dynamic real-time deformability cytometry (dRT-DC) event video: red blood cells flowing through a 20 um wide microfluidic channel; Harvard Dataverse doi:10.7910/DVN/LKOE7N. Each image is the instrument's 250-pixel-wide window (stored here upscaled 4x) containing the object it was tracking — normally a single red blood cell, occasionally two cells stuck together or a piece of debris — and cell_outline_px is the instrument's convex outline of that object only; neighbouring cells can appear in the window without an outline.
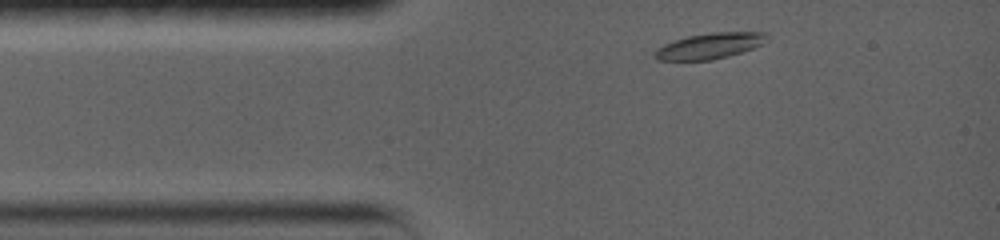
{"species": "common noctule bat (a hibernating species)", "species_latin": "Nyctalus noctula", "temperature_condition": "warm", "stored_images_in_passage": 12, "camera_frame_rate_fps": 5000, "um_per_image_px": 0.085, "animal": {"sex": "female", "body_mass_g": 19.0, "forearm_length_mm": 56.7}, "frame": {"image": 1, "passage_image": 2, "time_ms": 0.6, "image_size_px": [1000, 240], "cell_outline_px": [[772, 36], [764, 44], [728, 56], [708, 60], [656, 60], [652, 56], [652, 52], [656, 48], [672, 40], [688, 36], [712, 32], [768, 32]], "centroid_in_image_um": [60.33, 3.89], "position_along_channel_um": 24.7, "area_um2": 17.17}}
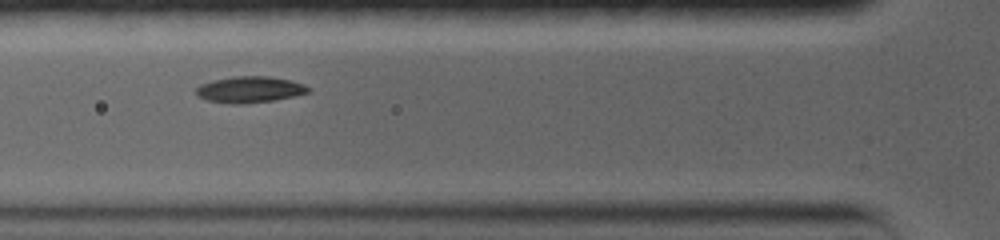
{"frame": {"image": 2, "passage_image": 6, "time_ms": 3.4, "image_size_px": [1000, 240], "cell_outline_px": [[308, 92], [268, 100], [212, 100], [200, 96], [196, 92], [196, 88], [204, 84], [216, 80], [236, 76], [272, 76], [292, 80], [308, 88]], "centroid_in_image_um": [21.28, 7.52], "position_along_channel_um": 104.5, "area_um2": 15.32}}
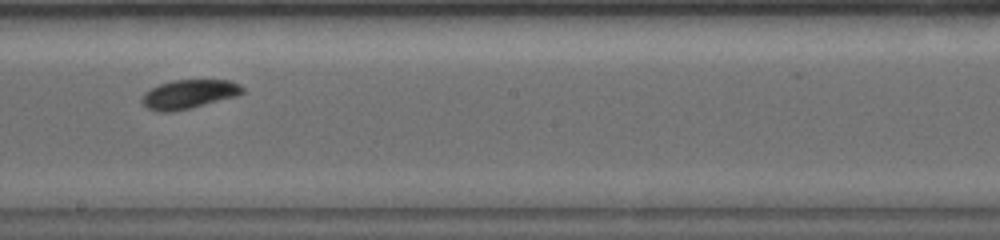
{"frame": {"image": 3, "passage_image": 11, "time_ms": 6.8, "image_size_px": [1000, 240], "cell_outline_px": [[244, 92], [188, 108], [152, 108], [144, 104], [144, 96], [152, 88], [160, 84], [172, 80], [232, 80], [240, 84], [244, 88]], "centroid_in_image_um": [16.17, 7.91], "position_along_channel_um": 232.0, "area_um2": 15.37}}